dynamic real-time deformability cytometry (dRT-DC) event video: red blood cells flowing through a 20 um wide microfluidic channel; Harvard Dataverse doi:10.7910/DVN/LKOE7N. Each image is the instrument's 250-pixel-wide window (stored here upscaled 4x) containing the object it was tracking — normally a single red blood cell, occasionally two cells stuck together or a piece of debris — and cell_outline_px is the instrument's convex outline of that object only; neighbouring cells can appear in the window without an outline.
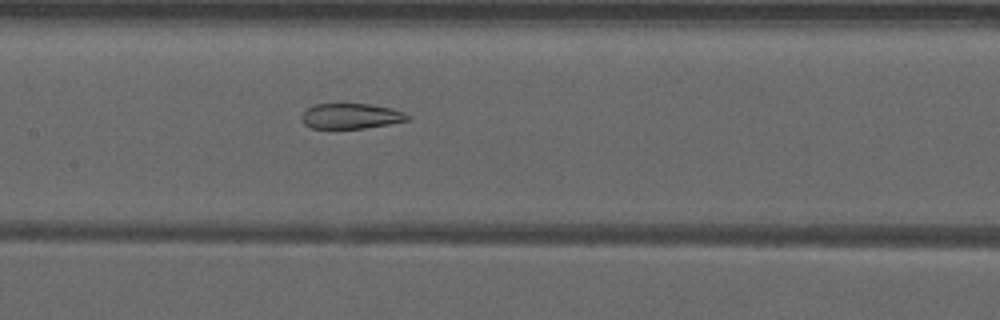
{"species": "common noctule bat (a hibernating species)", "species_latin": "Nyctalus noctula", "temperature_condition": "warm", "stored_images_in_passage": 31, "camera_frame_rate_fps": 3000, "um_per_image_px": 0.085, "animal": {"sex": "male", "forearm_length_mm": 52.5}, "frame": {"image": 1, "passage_image": 9, "time_ms": 2.667, "image_size_px": [1000, 320], "cell_outline_px": [[412, 116], [408, 120], [388, 124], [364, 128], [312, 128], [304, 124], [300, 120], [300, 116], [308, 108], [316, 104], [372, 104], [392, 108], [404, 112]], "centroid_in_image_um": [29.84, 9.86], "position_along_channel_um": 177.6, "area_um2": 15.66}}
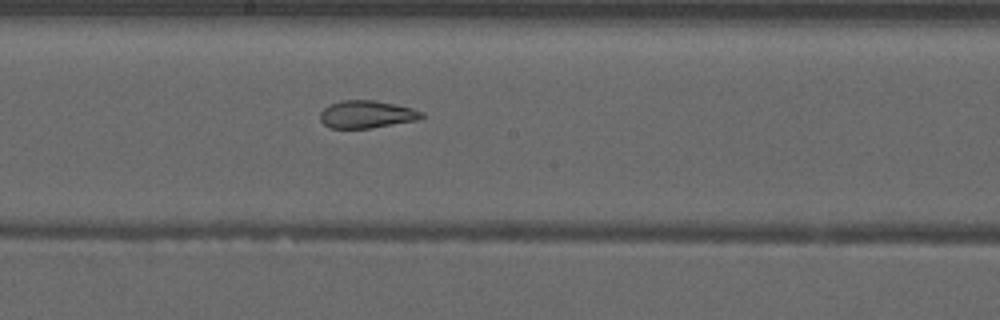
{"frame": {"image": 2, "passage_image": 12, "time_ms": 3.667, "image_size_px": [1000, 320], "cell_outline_px": [[424, 116], [420, 120], [368, 128], [328, 128], [320, 120], [320, 112], [328, 104], [340, 100], [372, 100], [412, 108], [424, 112]], "centroid_in_image_um": [31.15, 9.72], "position_along_channel_um": 217.1, "area_um2": 16.36}}
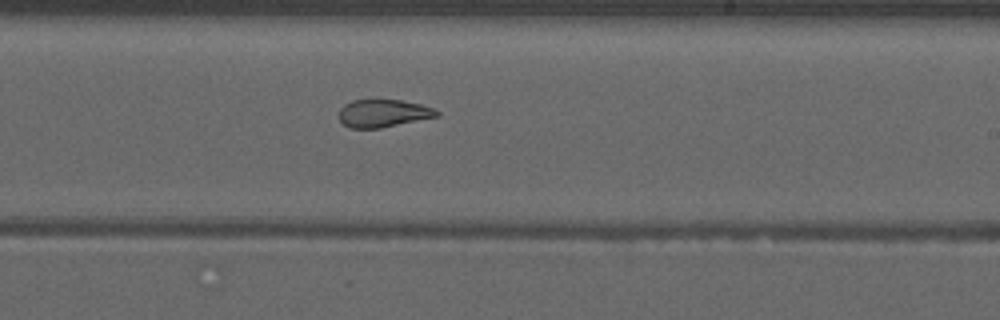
{"frame": {"image": 3, "passage_image": 15, "time_ms": 4.667, "image_size_px": [1000, 320], "cell_outline_px": [[440, 116], [380, 128], [352, 128], [344, 124], [340, 120], [340, 108], [344, 104], [352, 100], [400, 100], [420, 104], [432, 108], [440, 112]], "centroid_in_image_um": [32.59, 9.63], "position_along_channel_um": 256.4, "area_um2": 15.66}, "authors_computed_cell_mechanics": {"area_um2": 16.4152, "velocity_mm_per_s": 3.9597, "shape_relaxation_time_tau1_ms": null, "shape_relaxation_time_tau2_ms": 1.5339, "deformation_change_tau1": null, "deformation_change_tau2": 0.0911}}